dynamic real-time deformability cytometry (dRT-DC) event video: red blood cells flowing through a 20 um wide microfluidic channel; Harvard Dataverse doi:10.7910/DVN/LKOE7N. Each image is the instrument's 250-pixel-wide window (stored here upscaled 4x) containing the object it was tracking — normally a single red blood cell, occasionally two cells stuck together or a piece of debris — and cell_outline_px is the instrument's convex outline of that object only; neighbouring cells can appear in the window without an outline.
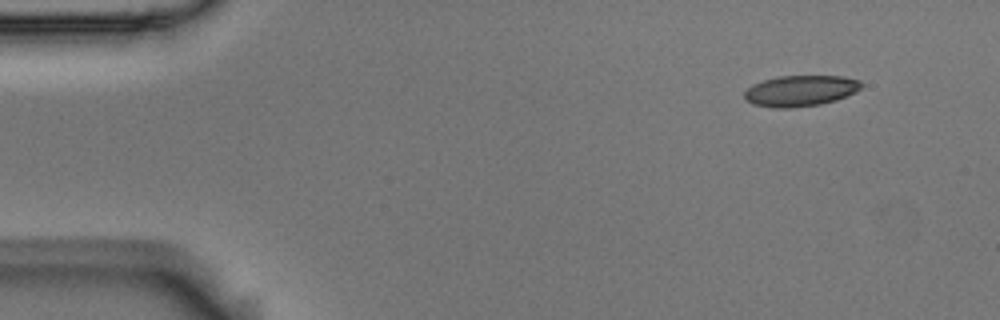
{"species": "Egyptian fruit bat (a non-hibernating species)", "species_latin": "Rousettus aegyptiacus", "temperature_condition": "room temperature", "stored_images_in_passage": 52, "camera_frame_rate_fps": 3000, "um_per_image_px": 0.085, "animal": {"sex": "male"}, "frame": {"image": 1, "passage_image": 1, "time_ms": 0.0, "image_size_px": [1000, 320], "cell_outline_px": [[864, 84], [856, 92], [836, 100], [820, 104], [792, 108], [776, 108], [752, 104], [744, 96], [744, 92], [752, 84], [776, 76], [844, 76], [860, 80]], "centroid_in_image_um": [68.06, 7.71], "position_along_channel_um": 16.9, "area_um2": 21.15}}
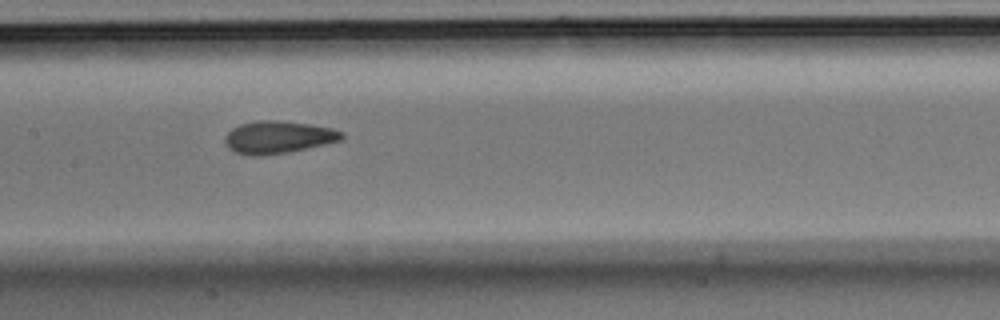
{"frame": {"image": 2, "passage_image": 23, "time_ms": 7.333, "image_size_px": [1000, 320], "cell_outline_px": [[344, 136], [340, 140], [324, 144], [288, 152], [264, 156], [248, 156], [236, 152], [228, 148], [224, 140], [224, 136], [232, 128], [240, 124], [256, 120], [276, 120], [308, 124], [332, 128], [344, 132]], "centroid_in_image_um": [23.6, 11.66], "position_along_channel_um": 183.8, "area_um2": 22.14}}
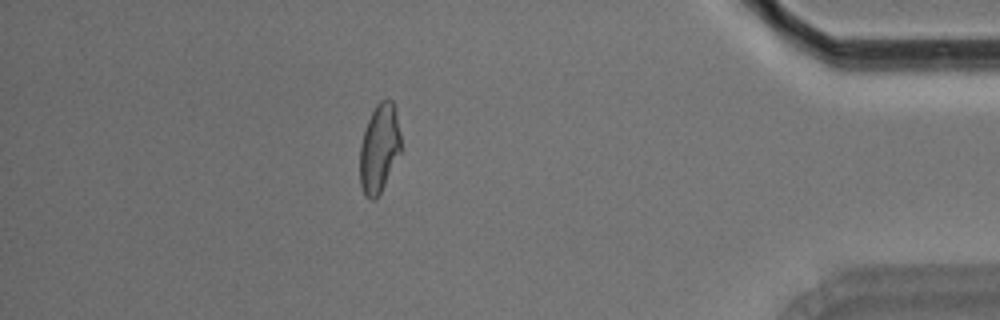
{"frame": {"image": 3, "passage_image": 45, "time_ms": 14.667, "image_size_px": [1000, 320], "cell_outline_px": [[400, 152], [376, 200], [368, 200], [364, 196], [360, 184], [360, 144], [368, 120], [376, 104], [380, 100], [392, 100], [400, 132]], "centroid_in_image_um": [32.21, 12.64], "position_along_channel_um": 403.0, "area_um2": 20.87}, "authors_computed_cell_mechanics": {"area_um2": 21.6461, "velocity_mm_per_s": 3.5772, "shape_relaxation_time_tau1_ms": null, "shape_relaxation_time_tau2_ms": 1.8526, "deformation_change_tau1": null, "deformation_change_tau2": 0.0822}}